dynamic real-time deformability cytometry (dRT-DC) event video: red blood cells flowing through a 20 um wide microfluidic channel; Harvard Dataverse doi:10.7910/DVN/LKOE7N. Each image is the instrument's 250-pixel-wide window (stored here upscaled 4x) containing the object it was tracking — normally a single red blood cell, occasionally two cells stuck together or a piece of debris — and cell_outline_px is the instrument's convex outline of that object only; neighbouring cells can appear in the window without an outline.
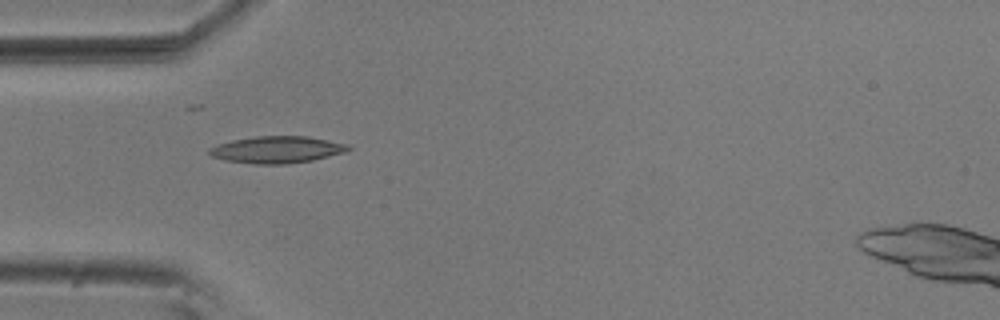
{"species": "common noctule bat (a hibernating species)", "species_latin": "Nyctalus noctula", "temperature_condition": "room temperature", "stored_images_in_passage": 6, "camera_frame_rate_fps": 3000, "um_per_image_px": 0.085, "animal": {"sex": "male", "body_mass_g": 20.5, "forearm_length_mm": 52.5}, "frame": {"image": 1, "passage_image": 5, "time_ms": 1.333, "image_size_px": [1000, 320], "cell_outline_px": [[352, 148], [348, 152], [312, 160], [284, 164], [256, 164], [228, 160], [212, 156], [208, 152], [208, 148], [232, 140], [256, 136], [308, 136], [348, 144]], "centroid_in_image_um": [23.6, 12.71], "position_along_channel_um": 61.4, "area_um2": 21.68}}
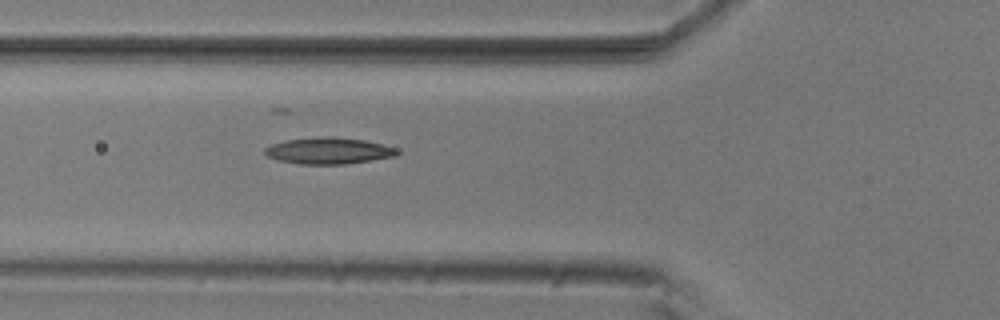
{"frame": {"image": 2, "passage_image": 6, "time_ms": 1.667, "image_size_px": [1000, 320], "cell_outline_px": [[400, 152], [396, 156], [344, 164], [300, 164], [276, 160], [268, 156], [264, 152], [264, 148], [272, 144], [284, 140], [328, 136], [332, 136], [364, 140], [396, 148]], "centroid_in_image_um": [27.9, 12.81], "position_along_channel_um": 97.9, "area_um2": 20.29}}